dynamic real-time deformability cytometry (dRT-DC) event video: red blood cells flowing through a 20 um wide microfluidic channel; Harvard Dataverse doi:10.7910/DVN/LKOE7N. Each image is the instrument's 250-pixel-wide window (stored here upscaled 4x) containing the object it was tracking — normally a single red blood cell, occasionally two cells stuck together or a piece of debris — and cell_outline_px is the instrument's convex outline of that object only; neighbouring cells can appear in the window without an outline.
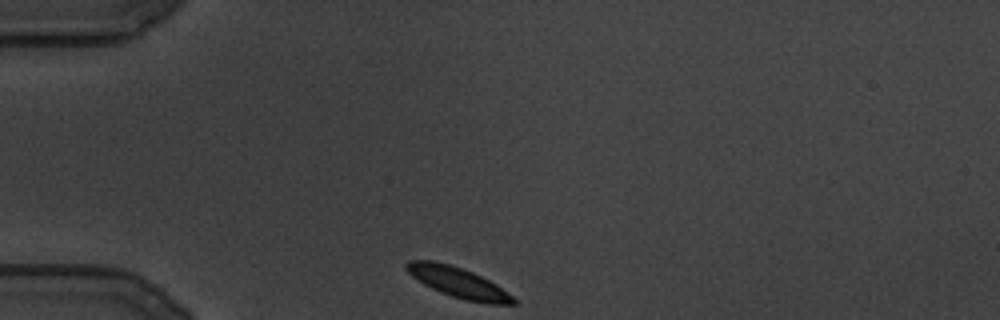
{"species": "common noctule bat (a hibernating species)", "species_latin": "Nyctalus noctula", "temperature_condition": "cold", "stored_images_in_passage": 93, "camera_frame_rate_fps": 3000, "um_per_image_px": 0.085, "animal": {"sex": "male", "body_mass_g": 19.5, "forearm_length_mm": 54.6}, "frame": {"image": 1, "passage_image": 1, "time_ms": 0.0, "image_size_px": [1000, 320], "cell_outline_px": [[520, 304], [488, 304], [464, 300], [440, 292], [424, 284], [412, 276], [404, 268], [404, 264], [408, 260], [432, 260], [448, 264], [472, 272], [496, 284], [512, 296]], "centroid_in_image_um": [38.93, 24.01], "position_along_channel_um": 46.1, "area_um2": 18.79}}
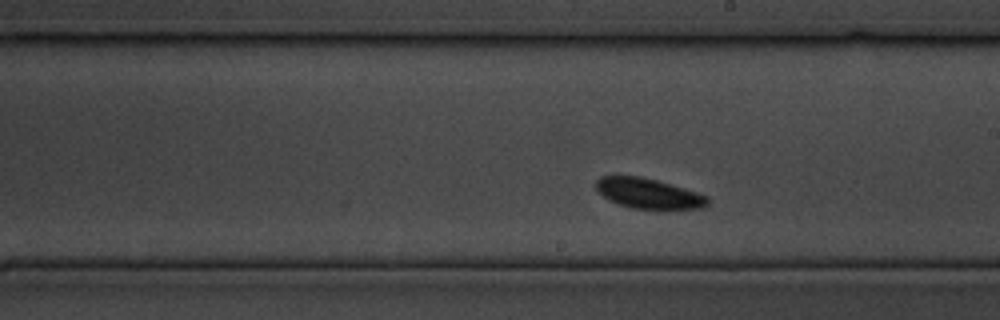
{"frame": {"image": 2, "passage_image": 41, "time_ms": 13.333, "image_size_px": [1000, 320], "cell_outline_px": [[708, 204], [704, 208], [664, 212], [628, 208], [608, 200], [596, 188], [596, 180], [600, 176], [640, 176], [656, 180], [684, 188], [708, 196]], "centroid_in_image_um": [55.17, 16.51], "position_along_channel_um": 233.8, "area_um2": 20.46}}
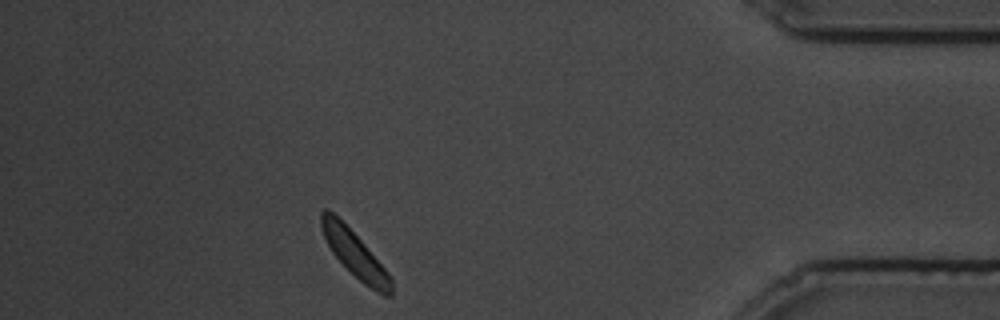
{"frame": {"image": 3, "passage_image": 80, "time_ms": 26.333, "image_size_px": [1000, 320], "cell_outline_px": [[392, 296], [384, 296], [376, 292], [364, 284], [332, 252], [324, 236], [320, 224], [320, 212], [324, 208], [328, 208], [364, 244], [388, 272], [392, 280]], "centroid_in_image_um": [30.17, 21.61], "position_along_channel_um": 405.0, "area_um2": 18.21}}